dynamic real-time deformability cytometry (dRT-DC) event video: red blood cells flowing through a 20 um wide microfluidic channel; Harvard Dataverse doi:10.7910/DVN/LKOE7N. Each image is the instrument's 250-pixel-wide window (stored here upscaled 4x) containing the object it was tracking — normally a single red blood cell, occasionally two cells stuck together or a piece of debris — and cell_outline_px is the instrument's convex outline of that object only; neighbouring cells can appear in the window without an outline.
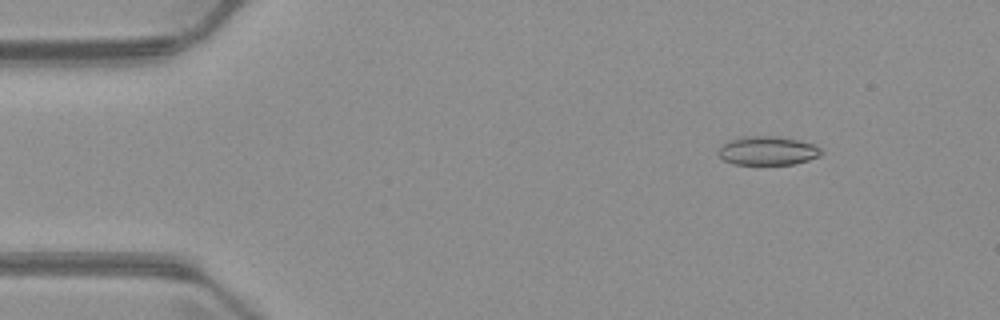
{"species": "common noctule bat (a hibernating species)", "species_latin": "Nyctalus noctula", "temperature_condition": "warm", "stored_images_in_passage": 4, "camera_frame_rate_fps": 3000, "um_per_image_px": 0.085, "animal": {"sex": "male", "body_mass_g": 23.1, "forearm_length_mm": 52.7}, "frame": {"image": 1, "passage_image": 2, "time_ms": 2.0, "image_size_px": [1000, 320], "cell_outline_px": [[824, 152], [820, 156], [808, 160], [792, 164], [732, 164], [724, 160], [716, 152], [728, 140], [744, 136], [776, 136], [800, 140], [812, 144], [820, 148]], "centroid_in_image_um": [65.25, 12.8], "position_along_channel_um": 19.8, "area_um2": 17.28}}
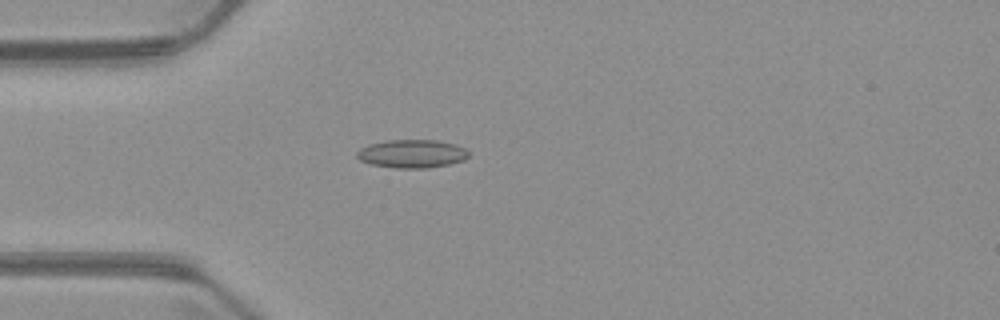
{"frame": {"image": 2, "passage_image": 4, "time_ms": 4.667, "image_size_px": [1000, 320], "cell_outline_px": [[468, 156], [464, 160], [448, 164], [428, 168], [396, 168], [372, 164], [360, 160], [356, 156], [356, 152], [360, 148], [368, 144], [388, 140], [436, 140], [456, 144], [464, 148], [468, 152]], "centroid_in_image_um": [35.0, 13.06], "position_along_channel_um": 50.0, "area_um2": 18.38}}